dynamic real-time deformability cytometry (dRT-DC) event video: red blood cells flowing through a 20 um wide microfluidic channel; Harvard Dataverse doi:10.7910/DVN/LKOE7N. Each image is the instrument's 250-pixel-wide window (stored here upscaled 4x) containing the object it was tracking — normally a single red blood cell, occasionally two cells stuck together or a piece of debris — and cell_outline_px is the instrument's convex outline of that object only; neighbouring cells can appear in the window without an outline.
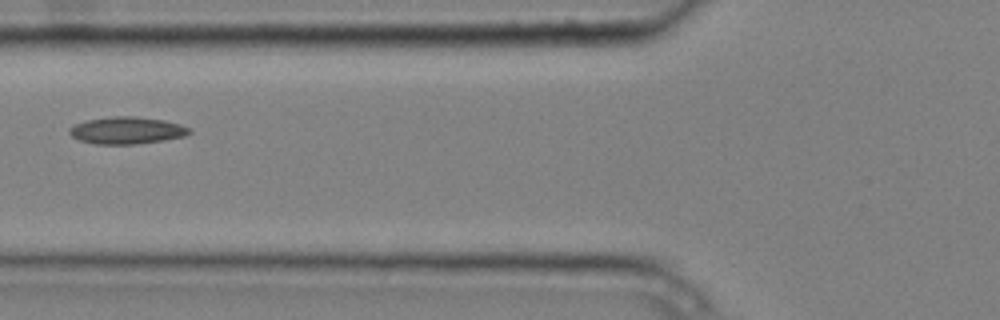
{"species": "common noctule bat (a hibernating species)", "species_latin": "Nyctalus noctula", "temperature_condition": "cold", "stored_images_in_passage": 10, "camera_frame_rate_fps": 3000, "um_per_image_px": 0.085, "animal": {"sex": "male", "body_mass_g": 20.4}, "frame": {"image": 1, "passage_image": 7, "time_ms": 2.0, "image_size_px": [1000, 320], "cell_outline_px": [[192, 132], [184, 136], [164, 140], [132, 144], [96, 144], [80, 140], [72, 136], [68, 132], [68, 128], [76, 124], [88, 120], [112, 116], [136, 116], [164, 120], [180, 124], [188, 128]], "centroid_in_image_um": [10.77, 11.08], "position_along_channel_um": 115.0, "area_um2": 18.79}}
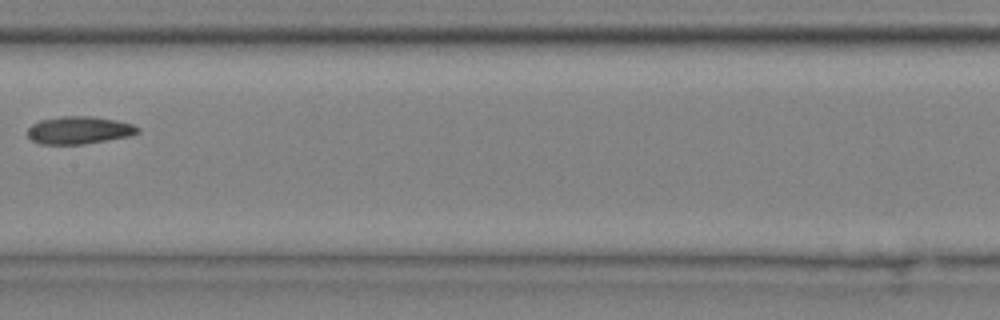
{"frame": {"image": 2, "passage_image": 9, "time_ms": 2.667, "image_size_px": [1000, 320], "cell_outline_px": [[140, 132], [128, 136], [84, 144], [40, 144], [32, 140], [28, 136], [28, 128], [32, 124], [40, 120], [60, 116], [92, 116], [116, 120], [132, 124], [140, 128]], "centroid_in_image_um": [6.71, 11.06], "position_along_channel_um": 200.7, "area_um2": 17.69}}
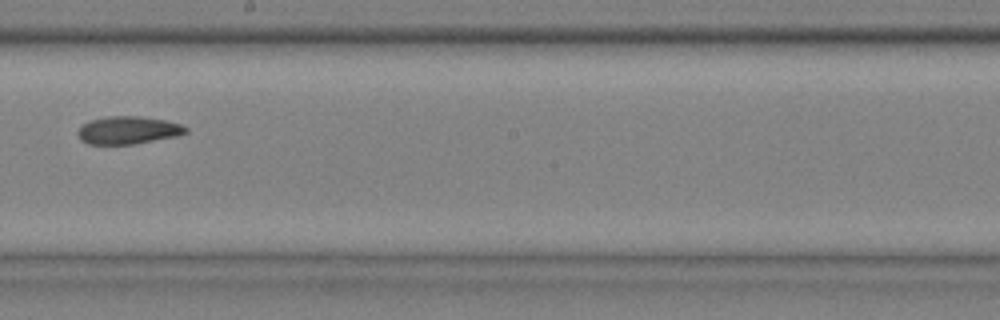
{"frame": {"image": 3, "passage_image": 10, "time_ms": 3.0, "image_size_px": [1000, 320], "cell_outline_px": [[188, 132], [176, 136], [132, 144], [88, 144], [80, 140], [76, 132], [84, 124], [92, 120], [108, 116], [140, 116], [164, 120], [180, 124], [188, 128]], "centroid_in_image_um": [10.88, 11.07], "position_along_channel_um": 237.3, "area_um2": 17.28}}